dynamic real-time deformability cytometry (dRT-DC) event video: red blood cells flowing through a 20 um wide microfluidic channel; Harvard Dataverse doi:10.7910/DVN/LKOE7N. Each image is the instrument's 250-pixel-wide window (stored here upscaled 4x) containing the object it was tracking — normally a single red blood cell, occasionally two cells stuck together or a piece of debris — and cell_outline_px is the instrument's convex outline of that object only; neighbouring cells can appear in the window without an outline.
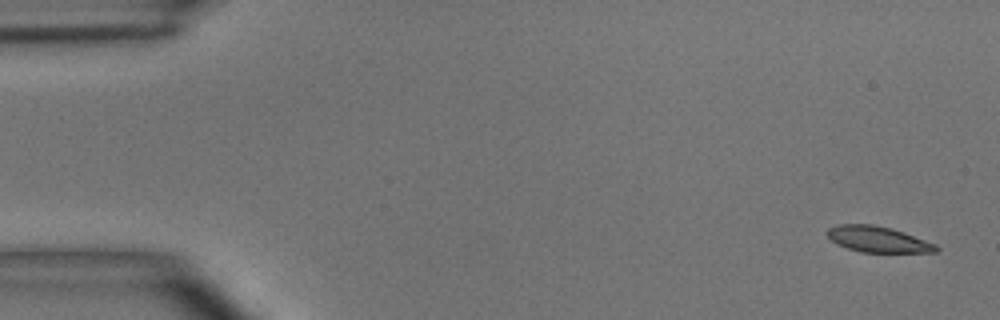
{"species": "common noctule bat (a hibernating species)", "species_latin": "Nyctalus noctula", "temperature_condition": "room temperature", "stored_images_in_passage": 5, "camera_frame_rate_fps": 3000, "um_per_image_px": 0.085, "animal": {"sex": "male", "body_mass_g": 15.6}, "frame": {"image": 1, "passage_image": 1, "time_ms": 0.0, "image_size_px": [1000, 320], "cell_outline_px": [[940, 248], [936, 252], [860, 252], [836, 244], [824, 232], [828, 228], [836, 224], [872, 224], [892, 228], [904, 232], [936, 244]], "centroid_in_image_um": [74.6, 20.33], "position_along_channel_um": 10.4, "area_um2": 16.53}}